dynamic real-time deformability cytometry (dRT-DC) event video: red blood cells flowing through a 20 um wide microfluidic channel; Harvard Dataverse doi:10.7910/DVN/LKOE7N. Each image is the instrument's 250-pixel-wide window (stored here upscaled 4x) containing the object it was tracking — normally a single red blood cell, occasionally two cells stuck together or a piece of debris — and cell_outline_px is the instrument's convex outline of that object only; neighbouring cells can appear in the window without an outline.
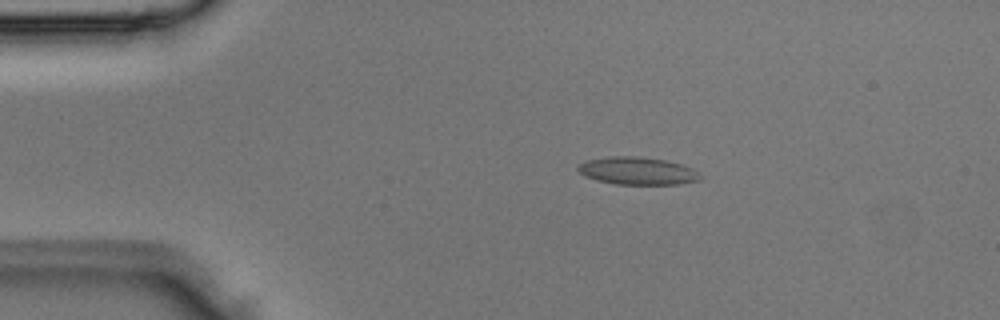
{"species": "Egyptian fruit bat (a non-hibernating species)", "species_latin": "Rousettus aegyptiacus", "temperature_condition": "room temperature", "stored_images_in_passage": 3, "camera_frame_rate_fps": 3000, "um_per_image_px": 0.085, "animal": {"sex": "male"}, "frame": {"image": 1, "passage_image": 2, "time_ms": 0.333, "image_size_px": [1000, 320], "cell_outline_px": [[704, 176], [700, 180], [680, 184], [616, 184], [596, 180], [584, 176], [576, 168], [580, 164], [588, 160], [612, 156], [636, 156], [664, 160], [680, 164], [692, 168], [700, 172]], "centroid_in_image_um": [54.22, 14.53], "position_along_channel_um": 30.8, "area_um2": 19.65}}